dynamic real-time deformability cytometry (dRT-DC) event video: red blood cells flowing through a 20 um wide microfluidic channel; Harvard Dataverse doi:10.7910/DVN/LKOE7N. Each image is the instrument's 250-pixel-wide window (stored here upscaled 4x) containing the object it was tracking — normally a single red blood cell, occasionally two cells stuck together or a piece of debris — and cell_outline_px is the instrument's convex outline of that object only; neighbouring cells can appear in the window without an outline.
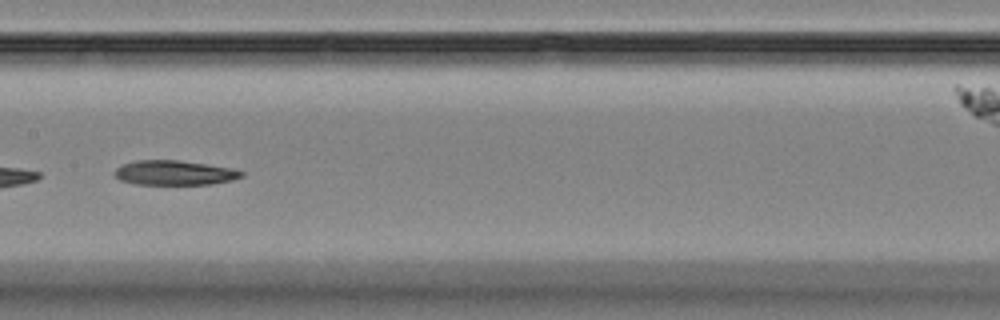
{"species": "Egyptian fruit bat (a non-hibernating species)", "species_latin": "Rousettus aegyptiacus", "temperature_condition": "room temperature", "stored_images_in_passage": 39, "camera_frame_rate_fps": 3000, "um_per_image_px": 0.085, "animal": {"sex": "female"}, "frame": {"image": 1, "passage_image": 12, "time_ms": 3.667, "image_size_px": [1000, 320], "cell_outline_px": [[244, 176], [232, 180], [212, 184], [136, 184], [120, 180], [112, 172], [120, 164], [136, 160], [180, 160], [232, 168], [244, 172]], "centroid_in_image_um": [14.8, 14.68], "position_along_channel_um": 192.6, "area_um2": 18.32}}